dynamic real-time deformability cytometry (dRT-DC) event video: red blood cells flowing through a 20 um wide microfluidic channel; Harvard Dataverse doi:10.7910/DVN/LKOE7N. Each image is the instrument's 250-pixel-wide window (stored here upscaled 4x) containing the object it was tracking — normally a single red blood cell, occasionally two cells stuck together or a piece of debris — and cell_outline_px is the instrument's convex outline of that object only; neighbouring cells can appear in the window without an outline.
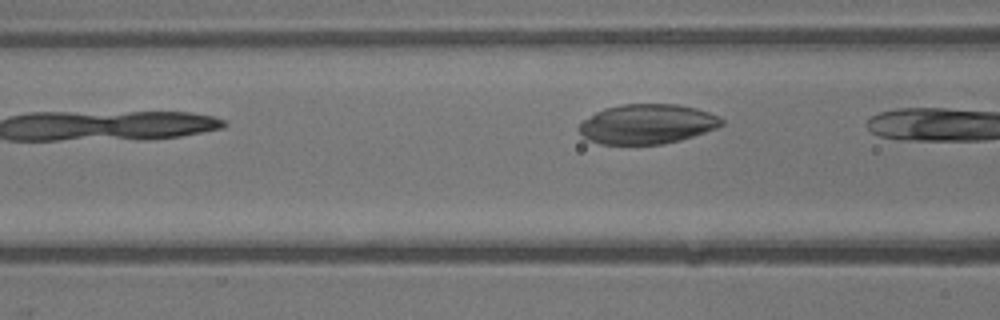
{"species": "common noctule bat (a hibernating species)", "species_latin": "Nyctalus noctula", "temperature_condition": "warm", "stored_images_in_passage": 8, "segment_of_instrument_passage": [2, 2], "camera_frame_rate_fps": 3000, "um_per_image_px": 0.085, "animal": {"sex": "male", "body_mass_g": 13.3}, "frame": {"image": 1, "passage_image": 8, "time_ms": 2.333, "image_size_px": [1000, 320], "cell_outline_px": [[724, 124], [716, 128], [680, 140], [660, 144], [600, 144], [588, 140], [576, 128], [584, 120], [596, 112], [604, 108], [620, 104], [676, 104], [696, 108], [720, 116], [724, 120]], "centroid_in_image_um": [55.0, 10.54], "position_along_channel_um": 111.6, "area_um2": 32.95}}